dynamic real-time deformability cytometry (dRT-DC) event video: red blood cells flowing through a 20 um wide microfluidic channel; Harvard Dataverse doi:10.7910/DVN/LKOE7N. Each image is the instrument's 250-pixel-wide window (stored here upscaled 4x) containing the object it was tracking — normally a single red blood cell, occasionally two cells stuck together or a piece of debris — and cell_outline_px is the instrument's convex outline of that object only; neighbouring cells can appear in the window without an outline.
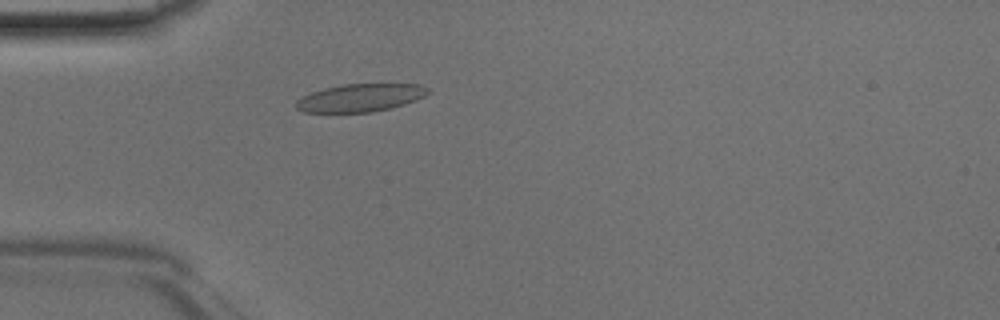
{"species": "Egyptian fruit bat (a non-hibernating species)", "species_latin": "Rousettus aegyptiacus", "temperature_condition": "room temperature", "stored_images_in_passage": 30, "camera_frame_rate_fps": 3000, "um_per_image_px": 0.085, "animal": {"sex": "male"}, "frame": {"image": 1, "passage_image": 3, "time_ms": 0.667, "image_size_px": [1000, 320], "cell_outline_px": [[428, 92], [424, 96], [416, 100], [392, 108], [372, 112], [304, 112], [296, 108], [296, 100], [312, 92], [324, 88], [344, 84], [420, 84], [428, 88]], "centroid_in_image_um": [30.63, 8.31], "position_along_channel_um": 54.4, "area_um2": 21.27}}
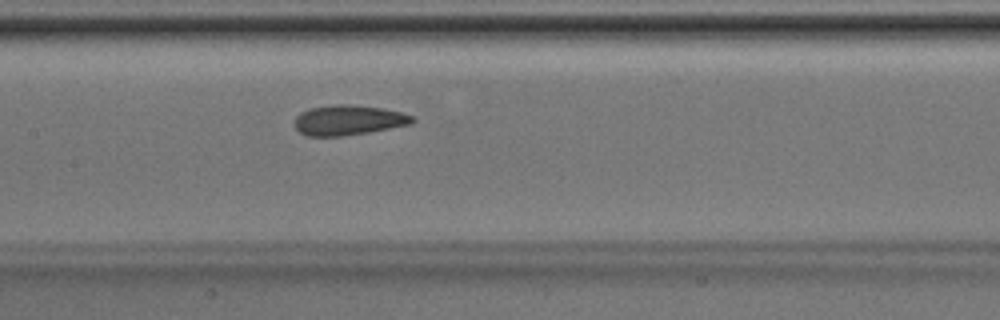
{"frame": {"image": 2, "passage_image": 12, "time_ms": 3.667, "image_size_px": [1000, 320], "cell_outline_px": [[416, 120], [412, 124], [368, 132], [344, 136], [308, 136], [300, 132], [296, 128], [296, 116], [300, 112], [312, 108], [336, 104], [348, 104], [384, 108], [400, 112], [412, 116]], "centroid_in_image_um": [29.64, 10.21], "position_along_channel_um": 177.8, "area_um2": 20.52}}
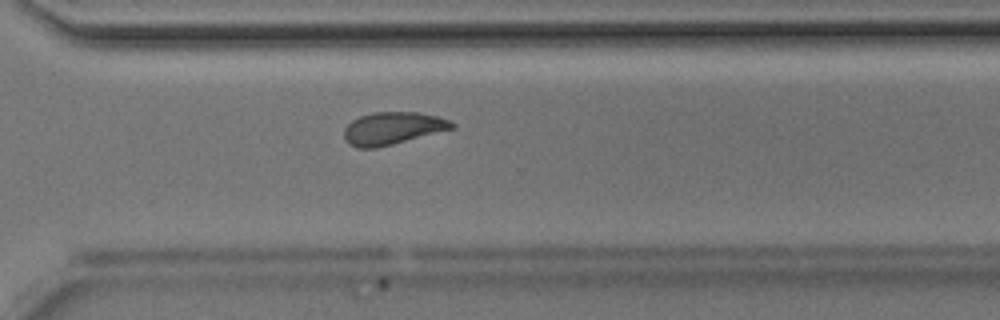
{"frame": {"image": 3, "passage_image": 23, "time_ms": 7.333, "image_size_px": [1000, 320], "cell_outline_px": [[456, 128], [376, 148], [356, 148], [348, 144], [344, 140], [344, 128], [352, 120], [360, 116], [372, 112], [420, 112], [452, 120], [456, 124]], "centroid_in_image_um": [33.38, 10.9], "position_along_channel_um": 337.2, "area_um2": 20.63}}